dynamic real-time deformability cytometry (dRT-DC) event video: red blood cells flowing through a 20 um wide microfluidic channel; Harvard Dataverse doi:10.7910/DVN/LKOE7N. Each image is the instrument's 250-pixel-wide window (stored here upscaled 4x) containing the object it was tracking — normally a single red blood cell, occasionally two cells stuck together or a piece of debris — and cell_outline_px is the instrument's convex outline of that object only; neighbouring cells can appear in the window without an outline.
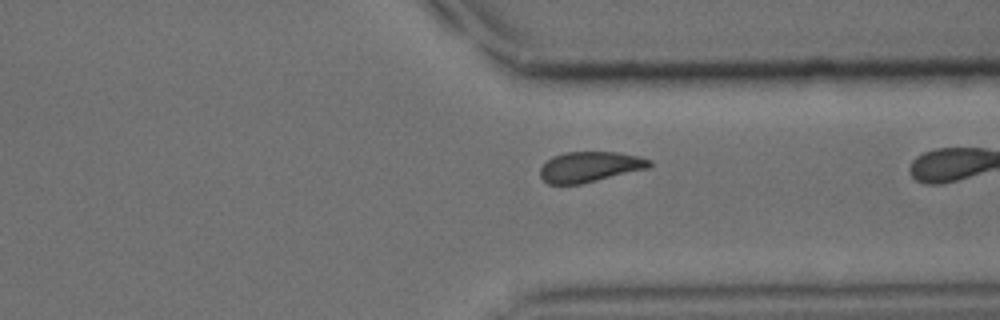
{"species": "common noctule bat (a hibernating species)", "species_latin": "Nyctalus noctula", "temperature_condition": "cold", "stored_images_in_passage": 34, "camera_frame_rate_fps": 3000, "um_per_image_px": 0.085, "animal": {"sex": "male", "body_mass_g": 15.6}, "frame": {"image": 1, "passage_image": 33, "time_ms": 10.667, "image_size_px": [1000, 320], "cell_outline_px": [[652, 164], [648, 168], [580, 184], [548, 184], [540, 176], [540, 168], [552, 156], [564, 152], [616, 152], [640, 156], [652, 160]], "centroid_in_image_um": [50.14, 14.17], "position_along_channel_um": 361.3, "area_um2": 19.31}}